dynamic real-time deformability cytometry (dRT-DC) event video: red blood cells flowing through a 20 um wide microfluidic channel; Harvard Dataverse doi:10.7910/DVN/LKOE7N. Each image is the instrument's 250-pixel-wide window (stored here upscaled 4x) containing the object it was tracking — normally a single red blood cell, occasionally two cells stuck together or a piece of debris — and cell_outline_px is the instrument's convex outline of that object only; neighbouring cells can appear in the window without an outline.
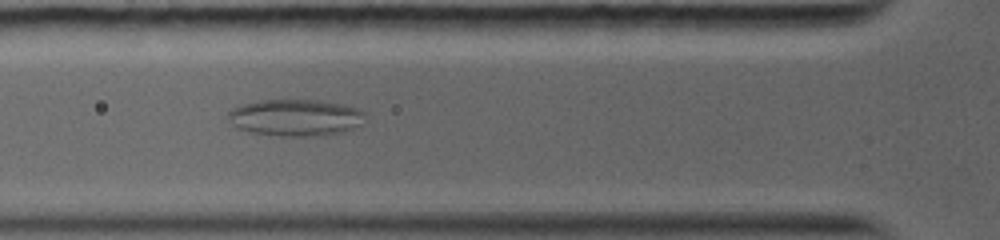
{"species": "common noctule bat (a hibernating species)", "species_latin": "Nyctalus noctula", "temperature_condition": "warm", "stored_images_in_passage": 25, "camera_frame_rate_fps": 5000, "um_per_image_px": 0.085, "animal": {"sex": "female", "body_mass_g": 19.0, "forearm_length_mm": 56.7}, "frame": {"image": 1, "passage_image": 5, "time_ms": 1.8, "image_size_px": [1000, 240], "cell_outline_px": [[364, 112], [360, 124], [344, 132], [324, 136], [280, 136], [252, 132], [236, 128], [228, 120], [228, 112], [232, 108], [244, 104], [260, 100], [320, 100], [344, 104], [356, 108]], "centroid_in_image_um": [25.09, 10.0], "position_along_channel_um": 100.7, "area_um2": 29.36}}
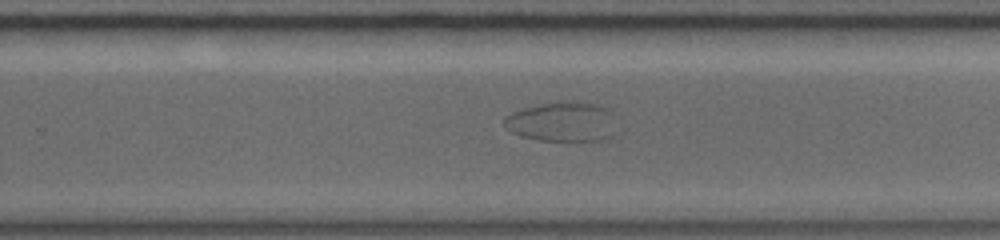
{"frame": {"image": 2, "passage_image": 12, "time_ms": 6.8, "image_size_px": [1000, 240], "cell_outline_px": [[616, 112], [612, 136], [604, 140], [540, 140], [520, 136], [512, 132], [504, 124], [504, 116], [512, 112], [524, 108], [560, 100], [580, 100], [596, 104], [608, 108]], "centroid_in_image_um": [47.84, 10.31], "position_along_channel_um": 282.0, "area_um2": 26.41}}
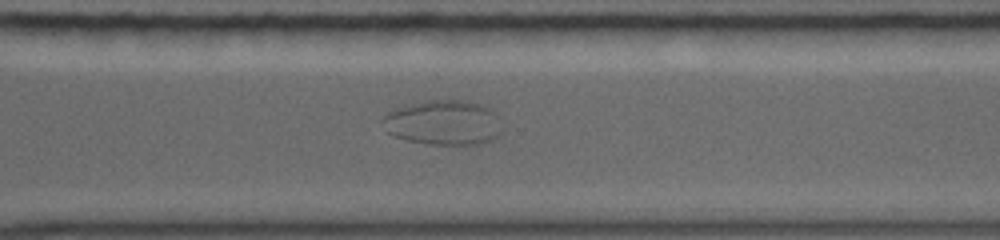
{"frame": {"image": 3, "passage_image": 14, "time_ms": 8.2, "image_size_px": [1000, 240], "cell_outline_px": [[504, 132], [500, 136], [476, 144], [428, 144], [408, 140], [396, 136], [388, 132], [380, 120], [388, 112], [404, 104], [428, 100], [468, 100], [484, 104], [492, 108]], "centroid_in_image_um": [37.71, 10.4], "position_along_channel_um": 332.9, "area_um2": 31.5}}